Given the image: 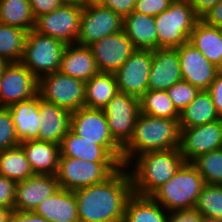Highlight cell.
I'll use <instances>...</instances> for the list:
<instances>
[{
	"label": "cell",
	"instance_id": "obj_22",
	"mask_svg": "<svg viewBox=\"0 0 222 222\" xmlns=\"http://www.w3.org/2000/svg\"><path fill=\"white\" fill-rule=\"evenodd\" d=\"M34 174L56 175L60 158V146L58 144L27 140L19 144Z\"/></svg>",
	"mask_w": 222,
	"mask_h": 222
},
{
	"label": "cell",
	"instance_id": "obj_23",
	"mask_svg": "<svg viewBox=\"0 0 222 222\" xmlns=\"http://www.w3.org/2000/svg\"><path fill=\"white\" fill-rule=\"evenodd\" d=\"M48 222H79L74 191L59 188L33 211Z\"/></svg>",
	"mask_w": 222,
	"mask_h": 222
},
{
	"label": "cell",
	"instance_id": "obj_49",
	"mask_svg": "<svg viewBox=\"0 0 222 222\" xmlns=\"http://www.w3.org/2000/svg\"><path fill=\"white\" fill-rule=\"evenodd\" d=\"M104 0H80V5L82 7L92 6V5H101Z\"/></svg>",
	"mask_w": 222,
	"mask_h": 222
},
{
	"label": "cell",
	"instance_id": "obj_8",
	"mask_svg": "<svg viewBox=\"0 0 222 222\" xmlns=\"http://www.w3.org/2000/svg\"><path fill=\"white\" fill-rule=\"evenodd\" d=\"M85 82L60 71L38 79V96L69 112L85 106Z\"/></svg>",
	"mask_w": 222,
	"mask_h": 222
},
{
	"label": "cell",
	"instance_id": "obj_17",
	"mask_svg": "<svg viewBox=\"0 0 222 222\" xmlns=\"http://www.w3.org/2000/svg\"><path fill=\"white\" fill-rule=\"evenodd\" d=\"M182 80L200 91L208 90L216 75L221 71L189 42L177 48Z\"/></svg>",
	"mask_w": 222,
	"mask_h": 222
},
{
	"label": "cell",
	"instance_id": "obj_24",
	"mask_svg": "<svg viewBox=\"0 0 222 222\" xmlns=\"http://www.w3.org/2000/svg\"><path fill=\"white\" fill-rule=\"evenodd\" d=\"M39 107L40 97L38 95L8 107L20 142L38 138L41 124Z\"/></svg>",
	"mask_w": 222,
	"mask_h": 222
},
{
	"label": "cell",
	"instance_id": "obj_35",
	"mask_svg": "<svg viewBox=\"0 0 222 222\" xmlns=\"http://www.w3.org/2000/svg\"><path fill=\"white\" fill-rule=\"evenodd\" d=\"M191 163L206 184L222 185V148L199 155Z\"/></svg>",
	"mask_w": 222,
	"mask_h": 222
},
{
	"label": "cell",
	"instance_id": "obj_15",
	"mask_svg": "<svg viewBox=\"0 0 222 222\" xmlns=\"http://www.w3.org/2000/svg\"><path fill=\"white\" fill-rule=\"evenodd\" d=\"M152 50L136 49L114 73L120 93L140 98L147 92Z\"/></svg>",
	"mask_w": 222,
	"mask_h": 222
},
{
	"label": "cell",
	"instance_id": "obj_50",
	"mask_svg": "<svg viewBox=\"0 0 222 222\" xmlns=\"http://www.w3.org/2000/svg\"><path fill=\"white\" fill-rule=\"evenodd\" d=\"M9 63L7 59L0 57V78Z\"/></svg>",
	"mask_w": 222,
	"mask_h": 222
},
{
	"label": "cell",
	"instance_id": "obj_41",
	"mask_svg": "<svg viewBox=\"0 0 222 222\" xmlns=\"http://www.w3.org/2000/svg\"><path fill=\"white\" fill-rule=\"evenodd\" d=\"M203 216L197 209H179L169 212L168 222H202Z\"/></svg>",
	"mask_w": 222,
	"mask_h": 222
},
{
	"label": "cell",
	"instance_id": "obj_7",
	"mask_svg": "<svg viewBox=\"0 0 222 222\" xmlns=\"http://www.w3.org/2000/svg\"><path fill=\"white\" fill-rule=\"evenodd\" d=\"M65 44L34 29L27 32L21 63L38 79L59 71Z\"/></svg>",
	"mask_w": 222,
	"mask_h": 222
},
{
	"label": "cell",
	"instance_id": "obj_30",
	"mask_svg": "<svg viewBox=\"0 0 222 222\" xmlns=\"http://www.w3.org/2000/svg\"><path fill=\"white\" fill-rule=\"evenodd\" d=\"M150 196L133 194L127 201L123 222H168V214Z\"/></svg>",
	"mask_w": 222,
	"mask_h": 222
},
{
	"label": "cell",
	"instance_id": "obj_26",
	"mask_svg": "<svg viewBox=\"0 0 222 222\" xmlns=\"http://www.w3.org/2000/svg\"><path fill=\"white\" fill-rule=\"evenodd\" d=\"M123 31L135 49H157V30L154 16L132 12L123 18Z\"/></svg>",
	"mask_w": 222,
	"mask_h": 222
},
{
	"label": "cell",
	"instance_id": "obj_13",
	"mask_svg": "<svg viewBox=\"0 0 222 222\" xmlns=\"http://www.w3.org/2000/svg\"><path fill=\"white\" fill-rule=\"evenodd\" d=\"M38 95V78L21 62H10L0 78V107Z\"/></svg>",
	"mask_w": 222,
	"mask_h": 222
},
{
	"label": "cell",
	"instance_id": "obj_34",
	"mask_svg": "<svg viewBox=\"0 0 222 222\" xmlns=\"http://www.w3.org/2000/svg\"><path fill=\"white\" fill-rule=\"evenodd\" d=\"M27 31L0 23V57L9 62H20L24 54Z\"/></svg>",
	"mask_w": 222,
	"mask_h": 222
},
{
	"label": "cell",
	"instance_id": "obj_45",
	"mask_svg": "<svg viewBox=\"0 0 222 222\" xmlns=\"http://www.w3.org/2000/svg\"><path fill=\"white\" fill-rule=\"evenodd\" d=\"M200 19L211 26L222 27V0L217 2Z\"/></svg>",
	"mask_w": 222,
	"mask_h": 222
},
{
	"label": "cell",
	"instance_id": "obj_43",
	"mask_svg": "<svg viewBox=\"0 0 222 222\" xmlns=\"http://www.w3.org/2000/svg\"><path fill=\"white\" fill-rule=\"evenodd\" d=\"M207 91L212 97L219 117L222 118V70L216 75Z\"/></svg>",
	"mask_w": 222,
	"mask_h": 222
},
{
	"label": "cell",
	"instance_id": "obj_5",
	"mask_svg": "<svg viewBox=\"0 0 222 222\" xmlns=\"http://www.w3.org/2000/svg\"><path fill=\"white\" fill-rule=\"evenodd\" d=\"M157 48H178L189 42L191 32L200 19L189 0H174L168 9L154 17Z\"/></svg>",
	"mask_w": 222,
	"mask_h": 222
},
{
	"label": "cell",
	"instance_id": "obj_14",
	"mask_svg": "<svg viewBox=\"0 0 222 222\" xmlns=\"http://www.w3.org/2000/svg\"><path fill=\"white\" fill-rule=\"evenodd\" d=\"M222 148V118L211 123L180 128V153L185 162Z\"/></svg>",
	"mask_w": 222,
	"mask_h": 222
},
{
	"label": "cell",
	"instance_id": "obj_52",
	"mask_svg": "<svg viewBox=\"0 0 222 222\" xmlns=\"http://www.w3.org/2000/svg\"><path fill=\"white\" fill-rule=\"evenodd\" d=\"M63 4H77L80 5V0H60Z\"/></svg>",
	"mask_w": 222,
	"mask_h": 222
},
{
	"label": "cell",
	"instance_id": "obj_21",
	"mask_svg": "<svg viewBox=\"0 0 222 222\" xmlns=\"http://www.w3.org/2000/svg\"><path fill=\"white\" fill-rule=\"evenodd\" d=\"M59 71L84 82L99 72L91 48L76 43L65 46Z\"/></svg>",
	"mask_w": 222,
	"mask_h": 222
},
{
	"label": "cell",
	"instance_id": "obj_39",
	"mask_svg": "<svg viewBox=\"0 0 222 222\" xmlns=\"http://www.w3.org/2000/svg\"><path fill=\"white\" fill-rule=\"evenodd\" d=\"M174 0H136L133 11L148 16H157L166 9Z\"/></svg>",
	"mask_w": 222,
	"mask_h": 222
},
{
	"label": "cell",
	"instance_id": "obj_44",
	"mask_svg": "<svg viewBox=\"0 0 222 222\" xmlns=\"http://www.w3.org/2000/svg\"><path fill=\"white\" fill-rule=\"evenodd\" d=\"M34 17L52 12L63 3L60 0H29Z\"/></svg>",
	"mask_w": 222,
	"mask_h": 222
},
{
	"label": "cell",
	"instance_id": "obj_32",
	"mask_svg": "<svg viewBox=\"0 0 222 222\" xmlns=\"http://www.w3.org/2000/svg\"><path fill=\"white\" fill-rule=\"evenodd\" d=\"M0 175L16 183L34 175L20 145L0 152Z\"/></svg>",
	"mask_w": 222,
	"mask_h": 222
},
{
	"label": "cell",
	"instance_id": "obj_42",
	"mask_svg": "<svg viewBox=\"0 0 222 222\" xmlns=\"http://www.w3.org/2000/svg\"><path fill=\"white\" fill-rule=\"evenodd\" d=\"M136 0H104L101 5L108 7L122 18L133 12Z\"/></svg>",
	"mask_w": 222,
	"mask_h": 222
},
{
	"label": "cell",
	"instance_id": "obj_2",
	"mask_svg": "<svg viewBox=\"0 0 222 222\" xmlns=\"http://www.w3.org/2000/svg\"><path fill=\"white\" fill-rule=\"evenodd\" d=\"M178 120L140 113L135 123L133 136L122 149V166H127L137 155L145 152L179 148Z\"/></svg>",
	"mask_w": 222,
	"mask_h": 222
},
{
	"label": "cell",
	"instance_id": "obj_6",
	"mask_svg": "<svg viewBox=\"0 0 222 222\" xmlns=\"http://www.w3.org/2000/svg\"><path fill=\"white\" fill-rule=\"evenodd\" d=\"M122 167L120 162H91L60 155L56 178L69 191L102 183Z\"/></svg>",
	"mask_w": 222,
	"mask_h": 222
},
{
	"label": "cell",
	"instance_id": "obj_3",
	"mask_svg": "<svg viewBox=\"0 0 222 222\" xmlns=\"http://www.w3.org/2000/svg\"><path fill=\"white\" fill-rule=\"evenodd\" d=\"M184 163L185 160L179 148L149 151L137 155L126 166L131 176L133 194L150 196L157 188L173 177ZM129 166L134 169L131 170Z\"/></svg>",
	"mask_w": 222,
	"mask_h": 222
},
{
	"label": "cell",
	"instance_id": "obj_25",
	"mask_svg": "<svg viewBox=\"0 0 222 222\" xmlns=\"http://www.w3.org/2000/svg\"><path fill=\"white\" fill-rule=\"evenodd\" d=\"M60 155L91 162H119L104 146L94 144L75 134L71 129L60 143Z\"/></svg>",
	"mask_w": 222,
	"mask_h": 222
},
{
	"label": "cell",
	"instance_id": "obj_16",
	"mask_svg": "<svg viewBox=\"0 0 222 222\" xmlns=\"http://www.w3.org/2000/svg\"><path fill=\"white\" fill-rule=\"evenodd\" d=\"M99 72L115 73L136 50L126 33L118 31L89 46Z\"/></svg>",
	"mask_w": 222,
	"mask_h": 222
},
{
	"label": "cell",
	"instance_id": "obj_37",
	"mask_svg": "<svg viewBox=\"0 0 222 222\" xmlns=\"http://www.w3.org/2000/svg\"><path fill=\"white\" fill-rule=\"evenodd\" d=\"M199 89L189 82L181 80L166 90L175 108L181 112L187 107L199 93Z\"/></svg>",
	"mask_w": 222,
	"mask_h": 222
},
{
	"label": "cell",
	"instance_id": "obj_29",
	"mask_svg": "<svg viewBox=\"0 0 222 222\" xmlns=\"http://www.w3.org/2000/svg\"><path fill=\"white\" fill-rule=\"evenodd\" d=\"M85 106L103 109L119 93L114 73L98 72L85 82Z\"/></svg>",
	"mask_w": 222,
	"mask_h": 222
},
{
	"label": "cell",
	"instance_id": "obj_20",
	"mask_svg": "<svg viewBox=\"0 0 222 222\" xmlns=\"http://www.w3.org/2000/svg\"><path fill=\"white\" fill-rule=\"evenodd\" d=\"M39 110L41 124L37 140L60 145L61 140L70 130L71 112L41 98Z\"/></svg>",
	"mask_w": 222,
	"mask_h": 222
},
{
	"label": "cell",
	"instance_id": "obj_40",
	"mask_svg": "<svg viewBox=\"0 0 222 222\" xmlns=\"http://www.w3.org/2000/svg\"><path fill=\"white\" fill-rule=\"evenodd\" d=\"M16 182L0 175V207L13 209Z\"/></svg>",
	"mask_w": 222,
	"mask_h": 222
},
{
	"label": "cell",
	"instance_id": "obj_47",
	"mask_svg": "<svg viewBox=\"0 0 222 222\" xmlns=\"http://www.w3.org/2000/svg\"><path fill=\"white\" fill-rule=\"evenodd\" d=\"M220 0H189L196 15L201 18Z\"/></svg>",
	"mask_w": 222,
	"mask_h": 222
},
{
	"label": "cell",
	"instance_id": "obj_9",
	"mask_svg": "<svg viewBox=\"0 0 222 222\" xmlns=\"http://www.w3.org/2000/svg\"><path fill=\"white\" fill-rule=\"evenodd\" d=\"M70 129L83 139L104 146L122 164V148L111 136L103 109L82 107L72 112Z\"/></svg>",
	"mask_w": 222,
	"mask_h": 222
},
{
	"label": "cell",
	"instance_id": "obj_10",
	"mask_svg": "<svg viewBox=\"0 0 222 222\" xmlns=\"http://www.w3.org/2000/svg\"><path fill=\"white\" fill-rule=\"evenodd\" d=\"M103 111L113 140L123 149L134 133L135 123L140 114L139 99L119 92Z\"/></svg>",
	"mask_w": 222,
	"mask_h": 222
},
{
	"label": "cell",
	"instance_id": "obj_31",
	"mask_svg": "<svg viewBox=\"0 0 222 222\" xmlns=\"http://www.w3.org/2000/svg\"><path fill=\"white\" fill-rule=\"evenodd\" d=\"M0 23L33 30L35 17L29 0H0Z\"/></svg>",
	"mask_w": 222,
	"mask_h": 222
},
{
	"label": "cell",
	"instance_id": "obj_18",
	"mask_svg": "<svg viewBox=\"0 0 222 222\" xmlns=\"http://www.w3.org/2000/svg\"><path fill=\"white\" fill-rule=\"evenodd\" d=\"M56 175L34 174L16 183L13 209L33 212L35 208L59 189Z\"/></svg>",
	"mask_w": 222,
	"mask_h": 222
},
{
	"label": "cell",
	"instance_id": "obj_12",
	"mask_svg": "<svg viewBox=\"0 0 222 222\" xmlns=\"http://www.w3.org/2000/svg\"><path fill=\"white\" fill-rule=\"evenodd\" d=\"M123 30V18L103 5L83 7L76 44L90 46L107 35Z\"/></svg>",
	"mask_w": 222,
	"mask_h": 222
},
{
	"label": "cell",
	"instance_id": "obj_46",
	"mask_svg": "<svg viewBox=\"0 0 222 222\" xmlns=\"http://www.w3.org/2000/svg\"><path fill=\"white\" fill-rule=\"evenodd\" d=\"M10 222H48L44 217L34 212L13 210Z\"/></svg>",
	"mask_w": 222,
	"mask_h": 222
},
{
	"label": "cell",
	"instance_id": "obj_4",
	"mask_svg": "<svg viewBox=\"0 0 222 222\" xmlns=\"http://www.w3.org/2000/svg\"><path fill=\"white\" fill-rule=\"evenodd\" d=\"M205 181L191 162H185L166 183L150 197L166 211L194 208Z\"/></svg>",
	"mask_w": 222,
	"mask_h": 222
},
{
	"label": "cell",
	"instance_id": "obj_11",
	"mask_svg": "<svg viewBox=\"0 0 222 222\" xmlns=\"http://www.w3.org/2000/svg\"><path fill=\"white\" fill-rule=\"evenodd\" d=\"M83 7L77 4H62L56 10L35 18L34 30L60 40L65 45L75 44L80 27Z\"/></svg>",
	"mask_w": 222,
	"mask_h": 222
},
{
	"label": "cell",
	"instance_id": "obj_51",
	"mask_svg": "<svg viewBox=\"0 0 222 222\" xmlns=\"http://www.w3.org/2000/svg\"><path fill=\"white\" fill-rule=\"evenodd\" d=\"M202 222H222V219L211 218V217H203Z\"/></svg>",
	"mask_w": 222,
	"mask_h": 222
},
{
	"label": "cell",
	"instance_id": "obj_38",
	"mask_svg": "<svg viewBox=\"0 0 222 222\" xmlns=\"http://www.w3.org/2000/svg\"><path fill=\"white\" fill-rule=\"evenodd\" d=\"M20 144L8 107H0V152Z\"/></svg>",
	"mask_w": 222,
	"mask_h": 222
},
{
	"label": "cell",
	"instance_id": "obj_33",
	"mask_svg": "<svg viewBox=\"0 0 222 222\" xmlns=\"http://www.w3.org/2000/svg\"><path fill=\"white\" fill-rule=\"evenodd\" d=\"M140 113L153 117L179 119L180 112L175 108L166 91L150 90L139 98Z\"/></svg>",
	"mask_w": 222,
	"mask_h": 222
},
{
	"label": "cell",
	"instance_id": "obj_28",
	"mask_svg": "<svg viewBox=\"0 0 222 222\" xmlns=\"http://www.w3.org/2000/svg\"><path fill=\"white\" fill-rule=\"evenodd\" d=\"M221 119L207 90L199 91L195 99L179 114V127L188 128Z\"/></svg>",
	"mask_w": 222,
	"mask_h": 222
},
{
	"label": "cell",
	"instance_id": "obj_48",
	"mask_svg": "<svg viewBox=\"0 0 222 222\" xmlns=\"http://www.w3.org/2000/svg\"><path fill=\"white\" fill-rule=\"evenodd\" d=\"M14 209L0 207V222H10Z\"/></svg>",
	"mask_w": 222,
	"mask_h": 222
},
{
	"label": "cell",
	"instance_id": "obj_19",
	"mask_svg": "<svg viewBox=\"0 0 222 222\" xmlns=\"http://www.w3.org/2000/svg\"><path fill=\"white\" fill-rule=\"evenodd\" d=\"M182 80L180 59L177 48L152 50V64L147 91H166Z\"/></svg>",
	"mask_w": 222,
	"mask_h": 222
},
{
	"label": "cell",
	"instance_id": "obj_27",
	"mask_svg": "<svg viewBox=\"0 0 222 222\" xmlns=\"http://www.w3.org/2000/svg\"><path fill=\"white\" fill-rule=\"evenodd\" d=\"M189 43L199 50L209 62L222 70V35L220 28L199 19L194 26Z\"/></svg>",
	"mask_w": 222,
	"mask_h": 222
},
{
	"label": "cell",
	"instance_id": "obj_36",
	"mask_svg": "<svg viewBox=\"0 0 222 222\" xmlns=\"http://www.w3.org/2000/svg\"><path fill=\"white\" fill-rule=\"evenodd\" d=\"M195 208L203 217L222 219V185L205 184Z\"/></svg>",
	"mask_w": 222,
	"mask_h": 222
},
{
	"label": "cell",
	"instance_id": "obj_1",
	"mask_svg": "<svg viewBox=\"0 0 222 222\" xmlns=\"http://www.w3.org/2000/svg\"><path fill=\"white\" fill-rule=\"evenodd\" d=\"M79 222H123L133 195L128 168L122 166L104 182L74 191Z\"/></svg>",
	"mask_w": 222,
	"mask_h": 222
}]
</instances>
